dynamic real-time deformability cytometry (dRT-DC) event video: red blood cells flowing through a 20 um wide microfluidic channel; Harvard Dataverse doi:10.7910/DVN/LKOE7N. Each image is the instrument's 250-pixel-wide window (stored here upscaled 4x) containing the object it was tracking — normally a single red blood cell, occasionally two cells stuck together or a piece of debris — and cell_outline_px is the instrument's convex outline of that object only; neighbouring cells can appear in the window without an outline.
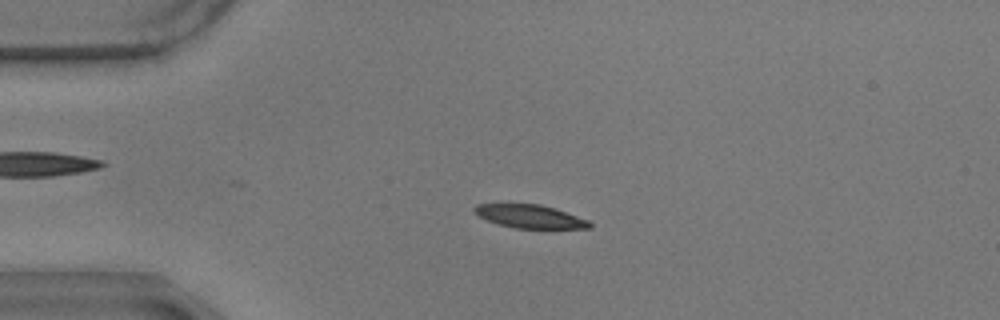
{"species": "common noctule bat (a hibernating species)", "species_latin": "Nyctalus noctula", "temperature_condition": "warm", "stored_images_in_passage": 47, "camera_frame_rate_fps": 3000, "um_per_image_px": 0.085, "animal": {"sex": "male", "body_mass_g": 17.9}, "frame": {"image": 1, "passage_image": 3, "time_ms": 0.667, "image_size_px": [1000, 320], "cell_outline_px": [[592, 228], [516, 228], [500, 224], [488, 220], [472, 212], [472, 208], [476, 204], [540, 204], [556, 208], [588, 220], [592, 224]], "centroid_in_image_um": [45.05, 18.38], "position_along_channel_um": 40.0, "area_um2": 15.55}}
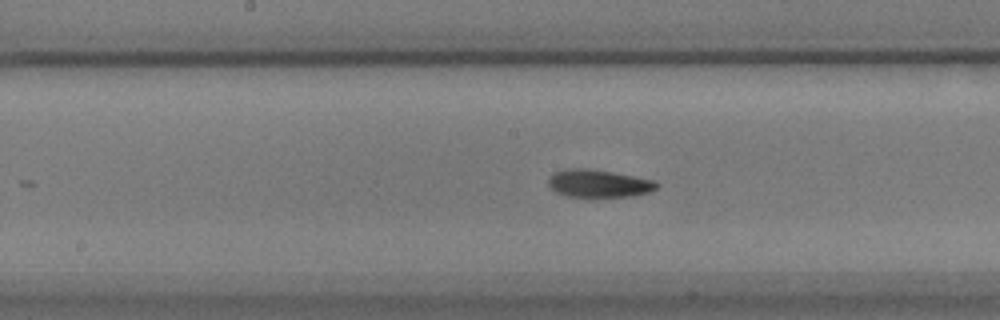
{"frame": {"image": 2, "passage_image": 19, "time_ms": 6.0, "image_size_px": [1000, 320], "cell_outline_px": [[660, 184], [656, 188], [648, 192], [632, 196], [568, 196], [556, 192], [548, 184], [548, 176], [552, 172], [564, 168], [588, 168], [612, 172], [656, 180]], "centroid_in_image_um": [50.86, 15.57], "position_along_channel_um": 197.3, "area_um2": 17.51}}
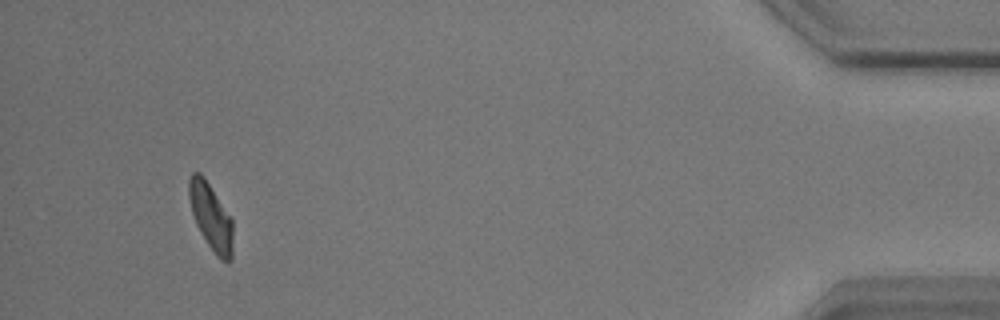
{"frame": {"image": 3, "passage_image": 44, "time_ms": 14.333, "image_size_px": [1000, 320], "cell_outline_px": [[232, 260], [220, 260], [216, 256], [208, 244], [196, 224], [192, 212], [188, 196], [188, 180], [192, 172], [200, 172], [204, 176], [232, 220]], "centroid_in_image_um": [17.9, 18.4], "position_along_channel_um": 417.3, "area_um2": 16.82}, "authors_computed_cell_mechanics": {"area_um2": 17.3978, "velocity_mm_per_s": 3.4698, "shape_relaxation_time_tau1_ms": 2.7693, "shape_relaxation_time_tau2_ms": 5.4935, "deformation_change_tau1": 0.1382, "deformation_change_tau2": 0.1218}}